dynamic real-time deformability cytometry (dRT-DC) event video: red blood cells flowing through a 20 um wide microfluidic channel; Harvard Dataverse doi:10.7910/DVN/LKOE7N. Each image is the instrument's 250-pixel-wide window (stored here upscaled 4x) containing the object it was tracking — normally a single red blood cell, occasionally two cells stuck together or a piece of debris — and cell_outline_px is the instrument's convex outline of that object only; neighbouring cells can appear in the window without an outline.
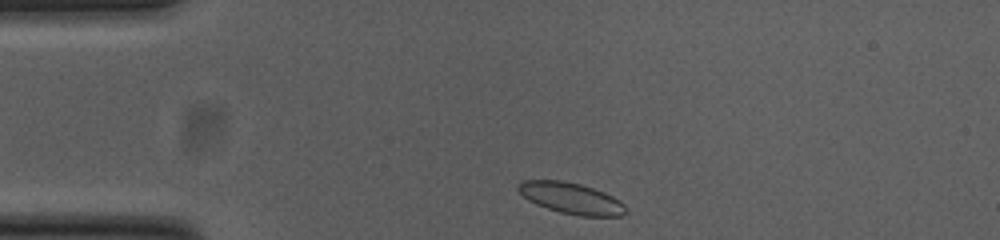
{"species": "common noctule bat (a hibernating species)", "species_latin": "Nyctalus noctula", "temperature_condition": "cold", "stored_images_in_passage": 35, "camera_frame_rate_fps": 3000, "um_per_image_px": 0.085, "animal": {"sex": "female", "body_mass_g": 23.0, "forearm_length_mm": 53.4}, "frame": {"image": 1, "passage_image": 1, "time_ms": 0.0, "image_size_px": [1000, 240], "cell_outline_px": [[628, 212], [620, 216], [580, 216], [560, 212], [536, 204], [528, 200], [516, 188], [516, 184], [524, 180], [560, 180], [580, 184], [604, 192], [620, 200], [624, 204]], "centroid_in_image_um": [48.55, 16.85], "position_along_channel_um": 36.4, "area_um2": 19.54}}
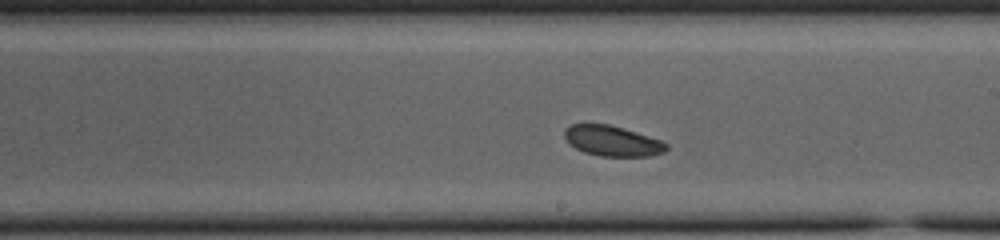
{"frame": {"image": 2, "passage_image": 20, "time_ms": 6.333, "image_size_px": [1000, 240], "cell_outline_px": [[668, 148], [664, 152], [648, 156], [600, 156], [584, 152], [568, 144], [564, 136], [564, 132], [572, 124], [608, 124], [624, 128], [660, 140], [668, 144]], "centroid_in_image_um": [52.04, 11.98], "position_along_channel_um": 237.0, "area_um2": 17.92}}
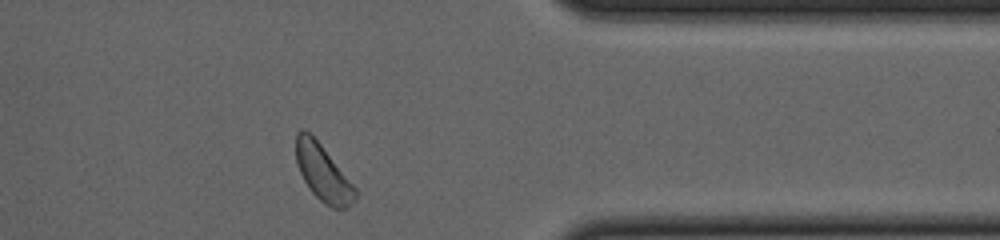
{"frame": {"image": 3, "passage_image": 33, "time_ms": 10.667, "image_size_px": [1000, 240], "cell_outline_px": [[360, 192], [356, 200], [352, 204], [344, 208], [332, 208], [324, 204], [308, 188], [296, 164], [296, 132], [300, 128], [304, 128], [320, 144]], "centroid_in_image_um": [27.47, 14.72], "position_along_channel_um": 383.9, "area_um2": 19.54}, "authors_computed_cell_mechanics": {"area_um2": 18.8428, "velocity_mm_per_s": 3.7374, "shape_relaxation_time_tau1_ms": 1.0107, "shape_relaxation_time_tau2_ms": null, "deformation_change_tau1": 0.0436, "deformation_change_tau2": null}}